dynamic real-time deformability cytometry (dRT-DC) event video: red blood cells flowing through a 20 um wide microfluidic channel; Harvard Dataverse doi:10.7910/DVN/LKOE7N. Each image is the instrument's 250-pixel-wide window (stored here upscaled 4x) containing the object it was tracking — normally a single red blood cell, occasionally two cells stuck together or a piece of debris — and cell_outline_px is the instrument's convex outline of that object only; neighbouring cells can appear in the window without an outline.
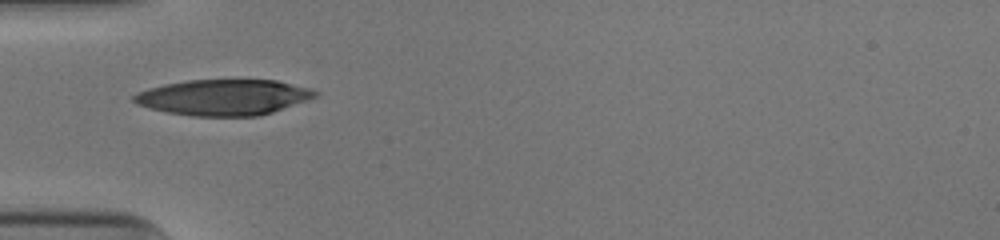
{"species": "human", "species_latin": "Homo sapiens", "temperature_condition": "cold", "stored_images_in_passage": 28, "camera_frame_rate_fps": 3000, "um_per_image_px": 0.085, "donor": {"sex": "male"}, "frame": {"image": 1, "passage_image": 1, "time_ms": 0.0, "image_size_px": [1000, 240], "cell_outline_px": [[320, 92], [316, 96], [308, 100], [260, 116], [192, 116], [168, 112], [136, 104], [132, 100], [132, 96], [136, 92], [148, 88], [164, 84], [188, 80], [276, 80], [312, 88]], "centroid_in_image_um": [19.02, 8.26], "position_along_channel_um": 66.0, "area_um2": 37.92}}
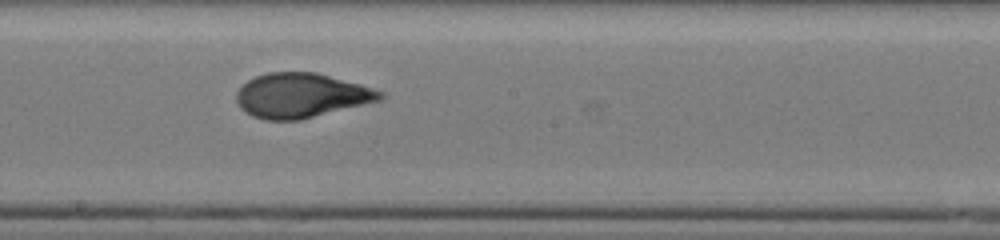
{"frame": {"image": 2, "passage_image": 13, "time_ms": 4.0, "image_size_px": [1000, 240], "cell_outline_px": [[388, 96], [380, 100], [300, 120], [264, 120], [252, 116], [240, 108], [236, 100], [236, 92], [248, 80], [256, 76], [268, 72], [316, 72], [360, 84], [384, 92]], "centroid_in_image_um": [25.6, 8.11], "position_along_channel_um": 222.6, "area_um2": 37.28}}
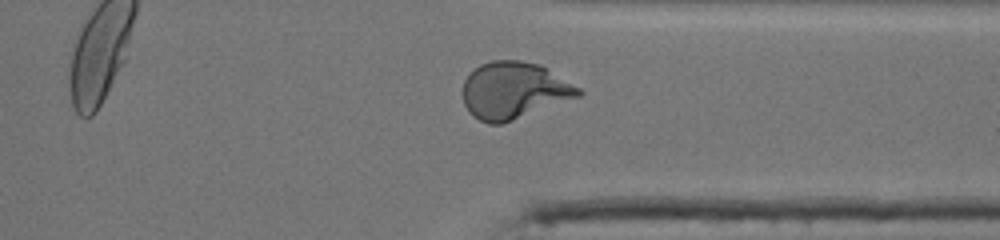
{"frame": {"image": 3, "passage_image": 24, "time_ms": 7.667, "image_size_px": [1000, 240], "cell_outline_px": [[584, 92], [580, 96], [512, 120], [500, 124], [488, 124], [472, 116], [468, 112], [464, 104], [464, 80], [480, 64], [492, 60], [520, 60], [540, 64], [580, 88]], "centroid_in_image_um": [43.68, 7.68], "position_along_channel_um": 367.7, "area_um2": 38.03}, "authors_computed_cell_mechanics": {"area_um2": 37.57, "velocity_mm_per_s": 3.9602, "shape_relaxation_time_tau1_ms": 4.8731, "shape_relaxation_time_tau2_ms": 1.0407, "deformation_change_tau1": 0.2285, "deformation_change_tau2": 0.0651}}